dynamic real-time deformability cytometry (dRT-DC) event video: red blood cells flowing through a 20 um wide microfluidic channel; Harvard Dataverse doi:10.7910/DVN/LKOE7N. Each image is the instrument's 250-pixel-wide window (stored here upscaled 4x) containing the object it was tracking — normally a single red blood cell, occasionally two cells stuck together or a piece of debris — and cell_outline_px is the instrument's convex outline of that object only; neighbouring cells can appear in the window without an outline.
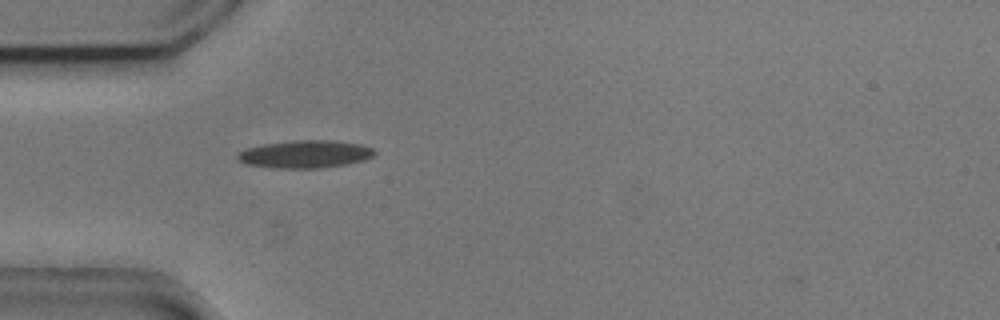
{"species": "common noctule bat (a hibernating species)", "species_latin": "Nyctalus noctula", "temperature_condition": "cold", "stored_images_in_passage": 1, "camera_frame_rate_fps": 3000, "um_per_image_px": 0.085, "animal": {"sex": "male", "body_mass_g": 20.5, "forearm_length_mm": 52.5}, "frame": {"image": 1, "passage_image": 1, "time_ms": 0.0, "image_size_px": [1000, 320], "cell_outline_px": [[376, 152], [372, 156], [364, 160], [324, 168], [272, 168], [244, 164], [236, 156], [244, 148], [264, 144], [292, 140], [332, 140], [360, 144], [372, 148]], "centroid_in_image_um": [25.91, 13.1], "position_along_channel_um": 59.1, "area_um2": 22.14}}